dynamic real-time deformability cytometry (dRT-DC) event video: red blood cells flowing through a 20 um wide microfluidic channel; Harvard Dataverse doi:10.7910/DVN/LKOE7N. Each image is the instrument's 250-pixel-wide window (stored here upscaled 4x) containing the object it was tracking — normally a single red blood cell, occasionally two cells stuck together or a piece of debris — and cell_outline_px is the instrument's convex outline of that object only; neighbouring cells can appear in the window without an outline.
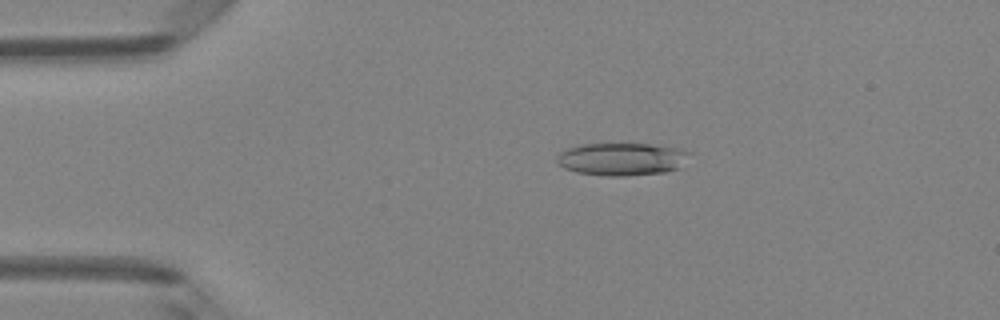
{"species": "Egyptian fruit bat (a non-hibernating species)", "species_latin": "Rousettus aegyptiacus", "temperature_condition": "room temperature", "stored_images_in_passage": 44, "camera_frame_rate_fps": 3000, "um_per_image_px": 0.085, "animal": {"sex": "female"}, "frame": {"image": 1, "passage_image": 5, "time_ms": 1.333, "image_size_px": [1000, 320], "cell_outline_px": [[692, 152], [680, 168], [664, 172], [624, 176], [608, 176], [576, 172], [564, 168], [556, 160], [556, 156], [560, 152], [568, 148], [580, 144], [652, 144], [680, 148]], "centroid_in_image_um": [52.88, 13.52], "position_along_channel_um": 32.1, "area_um2": 25.37}}
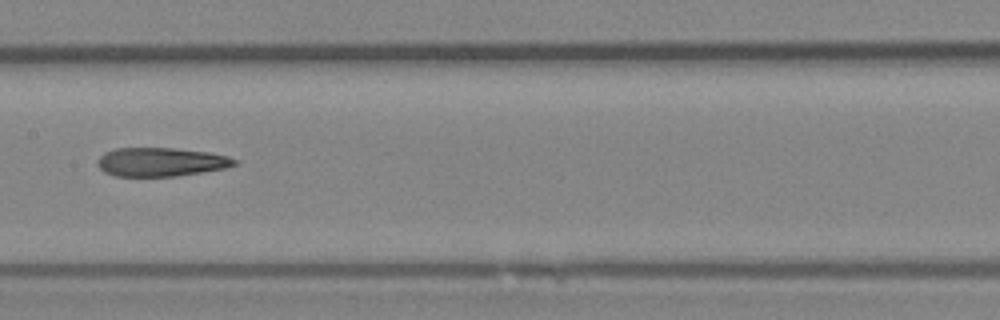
{"frame": {"image": 2, "passage_image": 20, "time_ms": 6.333, "image_size_px": [1000, 320], "cell_outline_px": [[240, 160], [236, 164], [224, 168], [176, 176], [116, 176], [104, 172], [96, 164], [100, 156], [104, 152], [116, 148], [172, 148], [212, 152], [228, 156]], "centroid_in_image_um": [13.68, 13.76], "position_along_channel_um": 193.7, "area_um2": 23.0}}
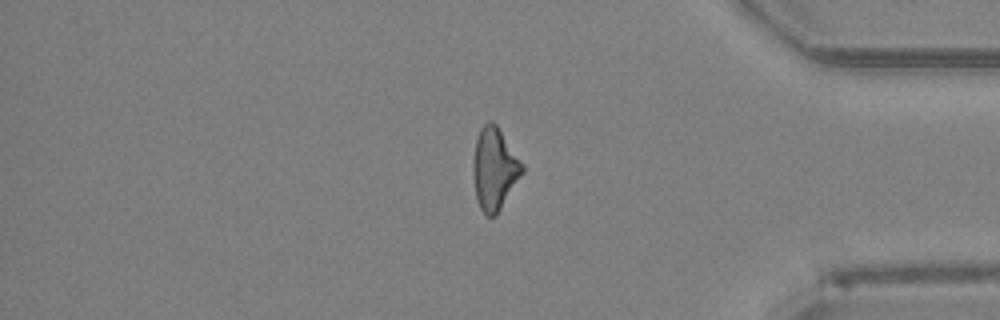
{"frame": {"image": 3, "passage_image": 36, "time_ms": 11.667, "image_size_px": [1000, 320], "cell_outline_px": [[524, 172], [496, 216], [488, 216], [480, 208], [476, 200], [472, 172], [472, 164], [476, 140], [480, 128], [488, 120], [492, 120], [496, 124], [524, 164]], "centroid_in_image_um": [42.02, 14.35], "position_along_channel_um": 393.2, "area_um2": 23.7}, "authors_computed_cell_mechanics": {"area_um2": 23.7558, "velocity_mm_per_s": 4.1737, "shape_relaxation_time_tau1_ms": null, "shape_relaxation_time_tau2_ms": 4.5919, "deformation_change_tau1": null, "deformation_change_tau2": 0.1812}}